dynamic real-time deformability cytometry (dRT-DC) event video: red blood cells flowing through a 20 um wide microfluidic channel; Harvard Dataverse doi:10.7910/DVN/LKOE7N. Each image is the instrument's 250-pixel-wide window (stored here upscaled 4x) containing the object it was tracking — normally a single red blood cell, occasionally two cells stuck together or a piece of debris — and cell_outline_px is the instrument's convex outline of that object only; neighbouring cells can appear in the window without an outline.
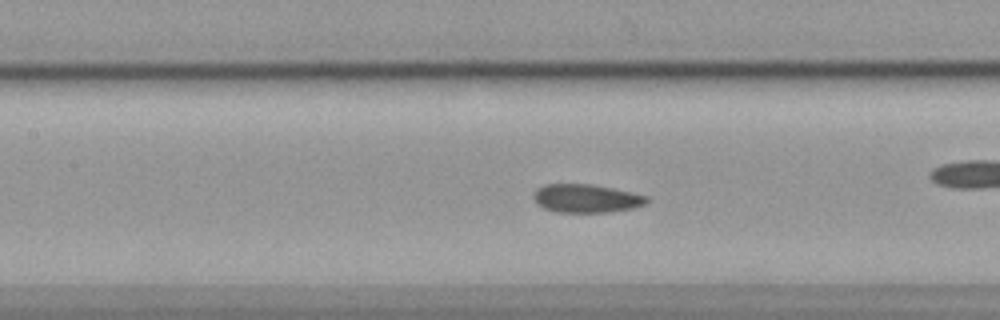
{"species": "common noctule bat (a hibernating species)", "species_latin": "Nyctalus noctula", "temperature_condition": "cold", "stored_images_in_passage": 57, "camera_frame_rate_fps": 3000, "um_per_image_px": 0.085, "animal": {"sex": "female", "body_mass_g": 19.9}, "frame": {"image": 1, "passage_image": 25, "time_ms": 8.0, "image_size_px": [1000, 320], "cell_outline_px": [[648, 200], [644, 204], [632, 208], [608, 212], [556, 212], [544, 208], [536, 204], [532, 196], [532, 192], [536, 188], [544, 184], [592, 184], [632, 192], [648, 196]], "centroid_in_image_um": [49.77, 16.85], "position_along_channel_um": 157.6, "area_um2": 18.84}}
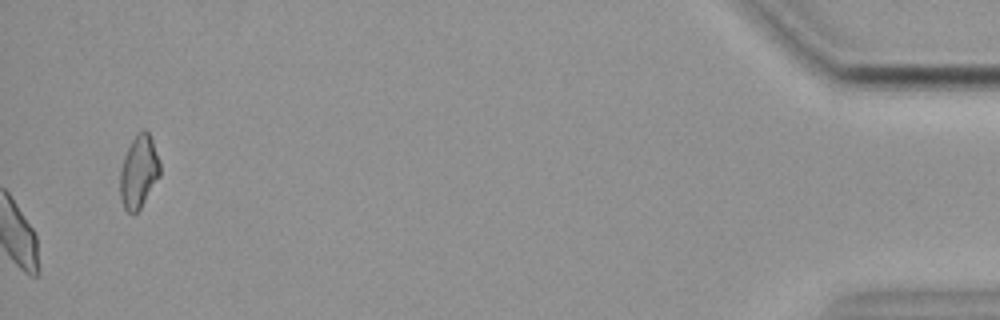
{"frame": {"image": 2, "passage_image": 57, "time_ms": 18.667, "image_size_px": [1000, 320], "cell_outline_px": [[160, 176], [140, 208], [136, 212], [128, 212], [124, 208], [120, 200], [120, 168], [124, 156], [136, 132], [140, 128], [144, 128], [148, 132], [152, 140], [160, 164]], "centroid_in_image_um": [11.78, 14.57], "position_along_channel_um": 423.4, "area_um2": 16.94}, "authors_computed_cell_mechanics": {"area_um2": 18.8428, "velocity_mm_per_s": 3.552, "shape_relaxation_time_tau1_ms": null, "shape_relaxation_time_tau2_ms": 2.8231, "deformation_change_tau1": null, "deformation_change_tau2": 0.0759}}